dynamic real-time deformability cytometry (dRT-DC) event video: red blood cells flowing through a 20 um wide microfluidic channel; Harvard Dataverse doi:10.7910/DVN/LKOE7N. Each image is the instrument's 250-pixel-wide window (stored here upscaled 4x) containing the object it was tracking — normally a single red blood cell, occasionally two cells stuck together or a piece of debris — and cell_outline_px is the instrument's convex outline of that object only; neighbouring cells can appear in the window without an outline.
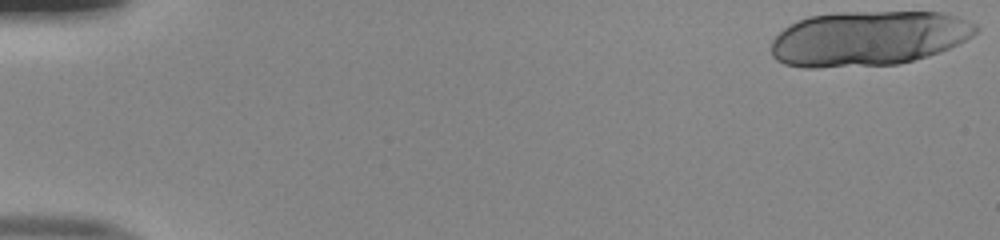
{"species": "human", "species_latin": "Homo sapiens", "temperature_condition": "room temperature", "stored_images_in_passage": 13, "camera_frame_rate_fps": 3000, "um_per_image_px": 0.085, "donor": {"sex": "male"}, "frame": {"image": 1, "passage_image": 1, "time_ms": 0.0, "image_size_px": [1000, 240], "cell_outline_px": [[980, 28], [972, 36], [940, 52], [928, 56], [900, 64], [816, 68], [804, 68], [784, 64], [776, 60], [772, 56], [772, 40], [784, 28], [808, 16], [836, 12], [940, 12], [956, 16], [976, 24]], "centroid_in_image_um": [73.79, 3.27], "position_along_channel_um": 11.2, "area_um2": 65.72}}